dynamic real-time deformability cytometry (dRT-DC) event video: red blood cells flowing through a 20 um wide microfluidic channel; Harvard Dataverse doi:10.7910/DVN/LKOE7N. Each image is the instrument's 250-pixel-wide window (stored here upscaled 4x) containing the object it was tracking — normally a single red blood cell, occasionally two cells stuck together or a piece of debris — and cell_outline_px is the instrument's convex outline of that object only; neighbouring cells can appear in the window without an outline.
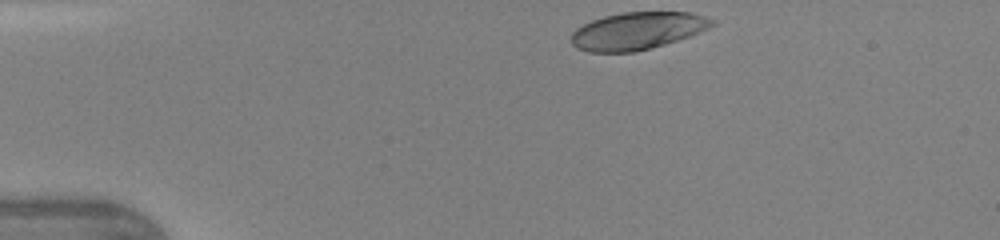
{"species": "human", "species_latin": "Homo sapiens", "temperature_condition": "warm", "stored_images_in_passage": 33, "camera_frame_rate_fps": 3000, "um_per_image_px": 0.085, "donor": {"sex": "female"}, "frame": {"image": 1, "passage_image": 1, "time_ms": 0.0, "image_size_px": [1000, 240], "cell_outline_px": [[716, 24], [708, 28], [688, 36], [664, 44], [632, 52], [588, 52], [576, 48], [572, 44], [572, 32], [576, 28], [592, 20], [604, 16], [624, 12], [688, 12], [704, 16], [716, 20]], "centroid_in_image_um": [54.16, 2.61], "position_along_channel_um": 30.8, "area_um2": 30.4}}
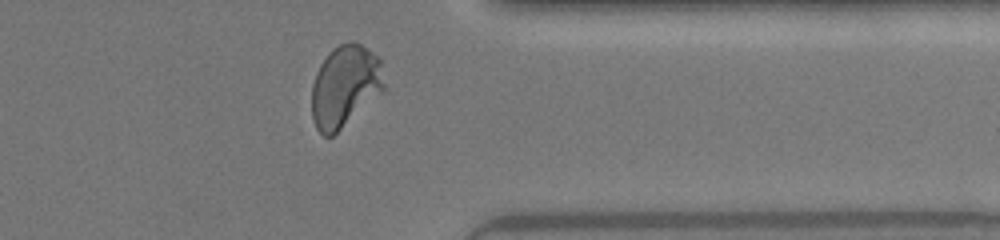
{"frame": {"image": 2, "passage_image": 30, "time_ms": 9.667, "image_size_px": [1000, 240], "cell_outline_px": [[384, 88], [332, 136], [324, 136], [316, 128], [312, 120], [312, 84], [316, 72], [320, 64], [328, 52], [332, 48], [340, 44], [360, 44], [368, 48], [380, 60], [384, 84]], "centroid_in_image_um": [29.27, 7.31], "position_along_channel_um": 382.1, "area_um2": 33.7}, "authors_computed_cell_mechanics": {"area_um2": 32.8304, "velocity_mm_per_s": 4.3409, "shape_relaxation_time_tau1_ms": 2.7927, "shape_relaxation_time_tau2_ms": null, "deformation_change_tau1": 0.192, "deformation_change_tau2": null}}